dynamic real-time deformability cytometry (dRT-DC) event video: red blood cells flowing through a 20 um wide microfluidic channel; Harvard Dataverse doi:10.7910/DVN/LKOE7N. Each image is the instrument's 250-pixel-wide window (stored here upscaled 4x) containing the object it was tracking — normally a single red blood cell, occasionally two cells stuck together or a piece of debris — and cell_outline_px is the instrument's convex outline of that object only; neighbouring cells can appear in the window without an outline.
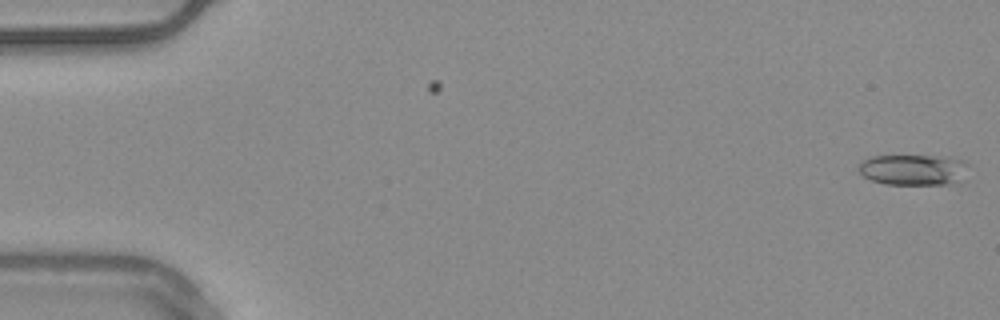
{"species": "common noctule bat (a hibernating species)", "species_latin": "Nyctalus noctula", "temperature_condition": "warm", "stored_images_in_passage": 6, "camera_frame_rate_fps": 3000, "um_per_image_px": 0.085, "animal": {"sex": "male", "body_mass_g": 20.4}, "frame": {"image": 1, "passage_image": 6, "time_ms": 1.667, "image_size_px": [1000, 320], "cell_outline_px": [[968, 164], [952, 184], [884, 184], [872, 180], [864, 176], [856, 168], [864, 160], [872, 156], [932, 156], [960, 160]], "centroid_in_image_um": [77.5, 14.43], "position_along_channel_um": 7.5, "area_um2": 18.96}}